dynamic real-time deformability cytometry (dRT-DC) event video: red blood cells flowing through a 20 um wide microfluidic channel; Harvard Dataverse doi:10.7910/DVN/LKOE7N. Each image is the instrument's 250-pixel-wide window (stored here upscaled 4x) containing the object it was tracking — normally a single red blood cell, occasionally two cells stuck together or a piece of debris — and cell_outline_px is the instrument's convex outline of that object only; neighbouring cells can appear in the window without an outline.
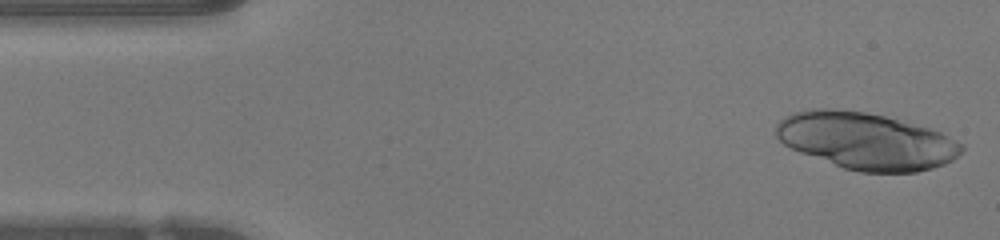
{"species": "human", "species_latin": "Homo sapiens", "temperature_condition": "warm", "stored_images_in_passage": 25, "camera_frame_rate_fps": 3000, "um_per_image_px": 0.085, "donor": {"sex": "female"}, "frame": {"image": 1, "passage_image": 1, "time_ms": 0.0, "image_size_px": [1000, 240], "cell_outline_px": [[964, 148], [952, 160], [944, 164], [932, 168], [916, 172], [860, 172], [844, 168], [800, 152], [784, 144], [776, 136], [776, 124], [784, 116], [792, 112], [812, 108], [832, 108], [864, 112], [884, 116], [928, 128], [940, 132], [964, 144]], "centroid_in_image_um": [73.6, 11.97], "position_along_channel_um": 11.4, "area_um2": 61.15}}
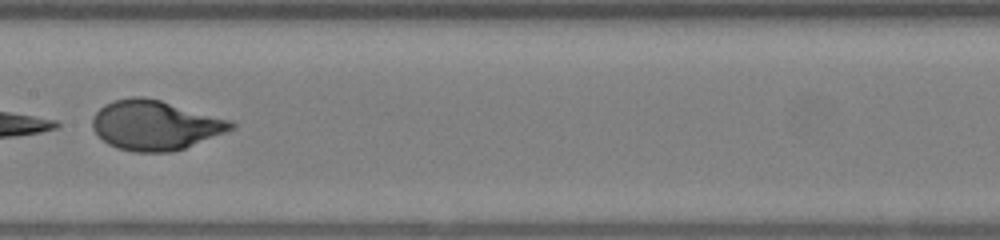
{"frame": {"image": 2, "passage_image": 22, "time_ms": 7.0, "image_size_px": [1000, 240], "cell_outline_px": [[236, 128], [184, 148], [168, 152], [132, 152], [116, 148], [108, 144], [92, 128], [92, 116], [104, 104], [116, 100], [132, 96], [144, 96], [160, 100], [232, 120], [236, 124]], "centroid_in_image_um": [13.19, 10.64], "position_along_channel_um": 194.2, "area_um2": 40.11}}